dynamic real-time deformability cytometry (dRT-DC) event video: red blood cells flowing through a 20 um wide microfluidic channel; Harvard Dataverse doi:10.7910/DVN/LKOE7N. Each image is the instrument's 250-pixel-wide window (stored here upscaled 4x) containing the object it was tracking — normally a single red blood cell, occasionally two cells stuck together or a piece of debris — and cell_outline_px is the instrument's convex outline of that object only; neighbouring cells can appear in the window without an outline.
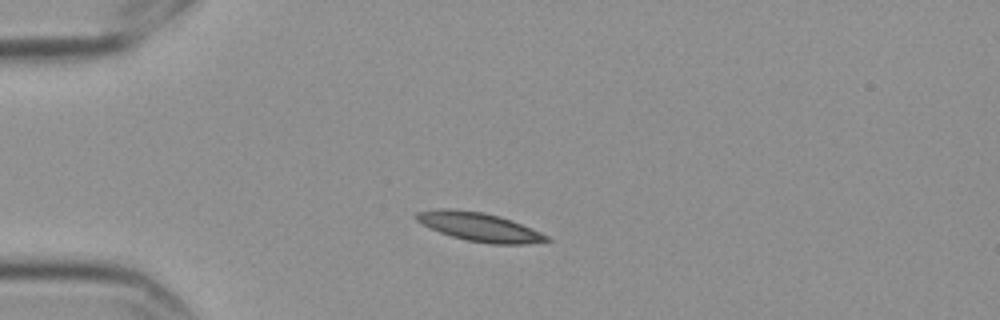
{"species": "Egyptian fruit bat (a non-hibernating species)", "species_latin": "Rousettus aegyptiacus", "temperature_condition": "cold", "stored_images_in_passage": 2, "camera_frame_rate_fps": 3000, "um_per_image_px": 0.085, "frame": {"image": 1, "passage_image": 1, "time_ms": 0.0, "image_size_px": [1000, 320], "cell_outline_px": [[552, 240], [524, 244], [488, 244], [468, 240], [452, 236], [440, 232], [420, 224], [412, 216], [416, 212], [440, 208], [448, 208], [484, 212], [500, 216], [512, 220], [532, 228], [548, 236]], "centroid_in_image_um": [40.71, 19.27], "position_along_channel_um": 44.3, "area_um2": 21.91}}